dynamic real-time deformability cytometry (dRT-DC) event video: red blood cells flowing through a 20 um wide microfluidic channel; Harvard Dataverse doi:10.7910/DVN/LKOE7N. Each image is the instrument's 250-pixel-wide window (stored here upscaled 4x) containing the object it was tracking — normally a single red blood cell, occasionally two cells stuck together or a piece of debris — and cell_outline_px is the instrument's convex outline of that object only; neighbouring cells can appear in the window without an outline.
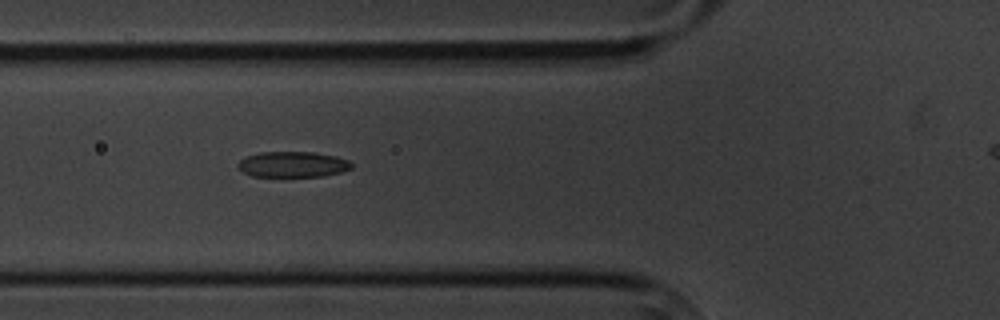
{"species": "common noctule bat (a hibernating species)", "species_latin": "Nyctalus noctula", "temperature_condition": "cold", "stored_images_in_passage": 7, "camera_frame_rate_fps": 3000, "um_per_image_px": 0.085, "animal": {"sex": "male", "body_mass_g": 20.1, "forearm_length_mm": 53.5}, "frame": {"image": 1, "passage_image": 6, "time_ms": 6.667, "image_size_px": [1000, 320], "cell_outline_px": [[352, 168], [340, 172], [324, 176], [252, 176], [236, 168], [236, 164], [244, 156], [260, 152], [312, 152], [336, 156], [348, 160], [352, 164]], "centroid_in_image_um": [24.84, 13.96], "position_along_channel_um": 101.0, "area_um2": 17.05}}
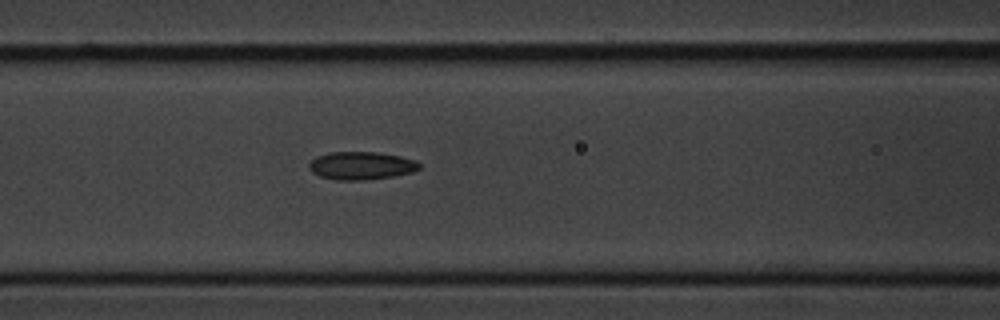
{"frame": {"image": 2, "passage_image": 7, "time_ms": 7.667, "image_size_px": [1000, 320], "cell_outline_px": [[420, 168], [412, 172], [392, 176], [364, 180], [336, 180], [320, 176], [312, 172], [308, 168], [308, 164], [316, 156], [328, 152], [376, 152], [400, 156], [416, 160], [420, 164]], "centroid_in_image_um": [30.68, 14.07], "position_along_channel_um": 135.9, "area_um2": 17.98}}